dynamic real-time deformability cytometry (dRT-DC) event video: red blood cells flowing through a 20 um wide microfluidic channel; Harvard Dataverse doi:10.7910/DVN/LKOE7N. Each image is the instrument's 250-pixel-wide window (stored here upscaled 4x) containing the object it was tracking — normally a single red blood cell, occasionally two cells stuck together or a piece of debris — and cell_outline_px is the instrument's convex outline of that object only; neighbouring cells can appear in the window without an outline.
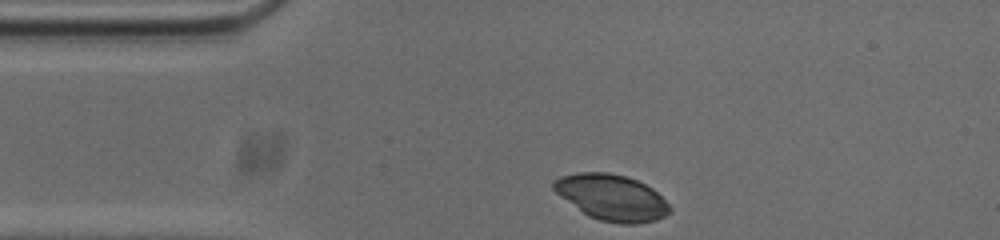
{"species": "common noctule bat (a hibernating species)", "species_latin": "Nyctalus noctula", "temperature_condition": "cold", "stored_images_in_passage": 35, "camera_frame_rate_fps": 3000, "um_per_image_px": 0.085, "animal": {"sex": "male", "body_mass_g": 20.0, "forearm_length_mm": 53.3}, "frame": {"image": 1, "passage_image": 1, "time_ms": 0.0, "image_size_px": [1000, 240], "cell_outline_px": [[672, 208], [664, 216], [656, 220], [636, 224], [620, 224], [600, 220], [588, 216], [560, 196], [552, 188], [552, 180], [560, 176], [576, 172], [608, 172], [624, 176], [636, 180], [652, 188]], "centroid_in_image_um": [51.96, 16.78], "position_along_channel_um": 33.0, "area_um2": 30.98}}